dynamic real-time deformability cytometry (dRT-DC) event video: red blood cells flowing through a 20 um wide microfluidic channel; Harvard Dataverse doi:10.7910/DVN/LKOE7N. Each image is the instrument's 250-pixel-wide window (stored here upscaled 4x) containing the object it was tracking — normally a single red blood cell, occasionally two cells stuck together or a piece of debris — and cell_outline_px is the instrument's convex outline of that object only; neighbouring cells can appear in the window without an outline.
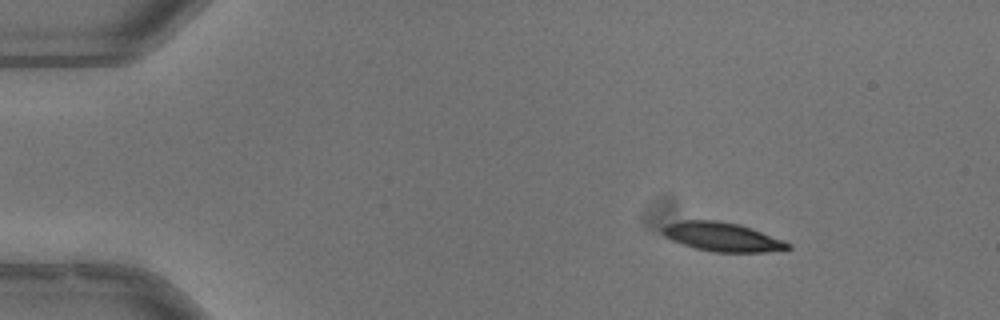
{"species": "common noctule bat (a hibernating species)", "species_latin": "Nyctalus noctula", "temperature_condition": "warm", "stored_images_in_passage": 46, "camera_frame_rate_fps": 3000, "um_per_image_px": 0.085, "animal": {"sex": "male", "body_mass_g": 13.3}, "frame": {"image": 1, "passage_image": 1, "time_ms": 0.0, "image_size_px": [1000, 320], "cell_outline_px": [[792, 248], [764, 252], [712, 252], [696, 248], [672, 240], [664, 236], [660, 232], [660, 228], [668, 224], [680, 220], [716, 220], [740, 224], [752, 228], [784, 240], [792, 244]], "centroid_in_image_um": [61.39, 20.13], "position_along_channel_um": 23.6, "area_um2": 21.27}}
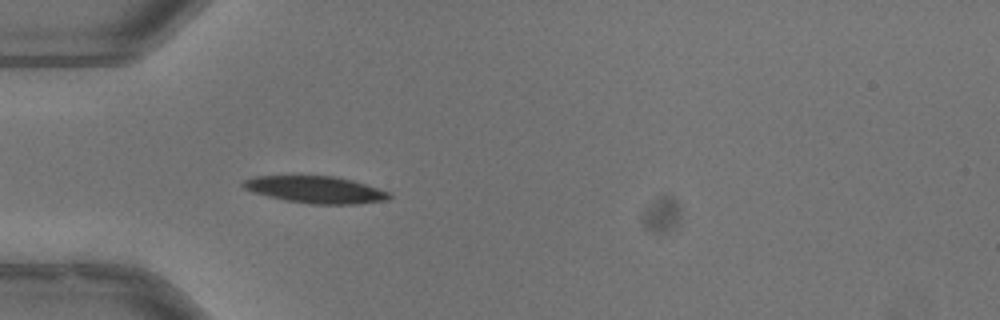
{"frame": {"image": 2, "passage_image": 10, "time_ms": 3.0, "image_size_px": [1000, 320], "cell_outline_px": [[392, 196], [388, 200], [356, 204], [312, 204], [284, 200], [252, 192], [244, 188], [240, 184], [244, 180], [252, 176], [336, 176], [352, 180], [392, 192]], "centroid_in_image_um": [26.84, 16.12], "position_along_channel_um": 58.2, "area_um2": 23.12}}
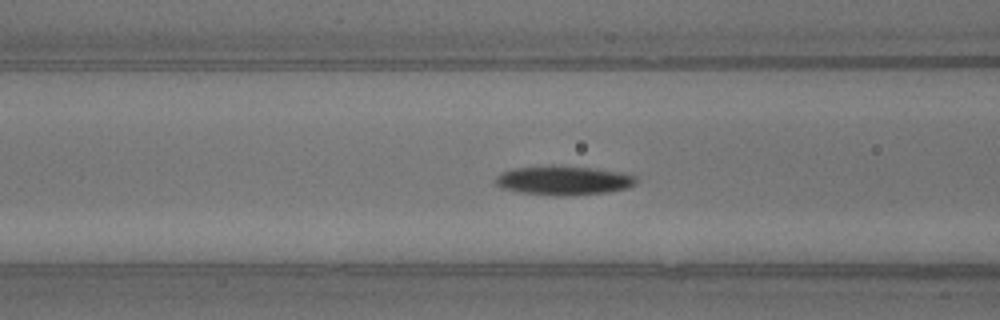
{"frame": {"image": 3, "passage_image": 15, "time_ms": 4.667, "image_size_px": [1000, 320], "cell_outline_px": [[636, 184], [628, 188], [608, 192], [564, 196], [556, 196], [520, 192], [500, 188], [492, 180], [500, 172], [512, 168], [552, 164], [592, 168], [620, 172], [636, 176]], "centroid_in_image_um": [47.84, 15.32], "position_along_channel_um": 118.8, "area_um2": 24.39}, "authors_computed_cell_mechanics": {"area_um2": 22.831, "velocity_mm_per_s": 3.9626, "shape_relaxation_time_tau1_ms": 2.3999, "shape_relaxation_time_tau2_ms": 6.1978, "deformation_change_tau1": 0.1452, "deformation_change_tau2": 0.11}}